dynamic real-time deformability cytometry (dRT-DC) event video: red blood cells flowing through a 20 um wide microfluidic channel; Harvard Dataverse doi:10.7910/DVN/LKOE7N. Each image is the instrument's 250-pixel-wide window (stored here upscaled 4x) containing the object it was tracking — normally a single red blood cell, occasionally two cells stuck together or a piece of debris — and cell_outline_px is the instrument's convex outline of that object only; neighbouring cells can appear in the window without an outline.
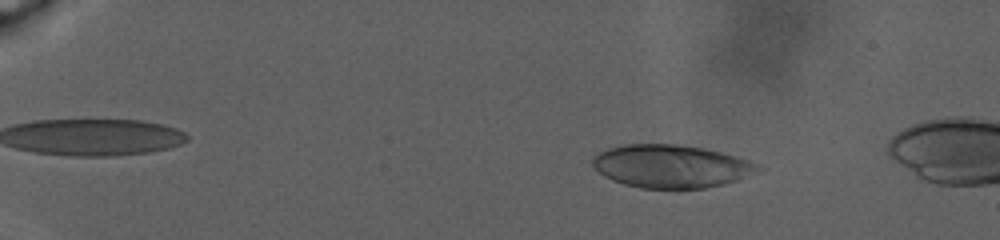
{"species": "human", "species_latin": "Homo sapiens", "temperature_condition": "warm", "stored_images_in_passage": 56, "camera_frame_rate_fps": 3000, "um_per_image_px": 0.085, "donor": {"sex": "male"}, "frame": {"image": 1, "passage_image": 17, "time_ms": 5.667, "image_size_px": [1000, 240], "cell_outline_px": [[764, 168], [736, 180], [724, 184], [704, 188], [640, 188], [624, 184], [612, 180], [604, 176], [592, 164], [592, 156], [608, 148], [624, 144], [676, 144], [704, 148], [736, 156], [760, 164]], "centroid_in_image_um": [57.03, 14.12], "position_along_channel_um": 28.0, "area_um2": 41.33}}
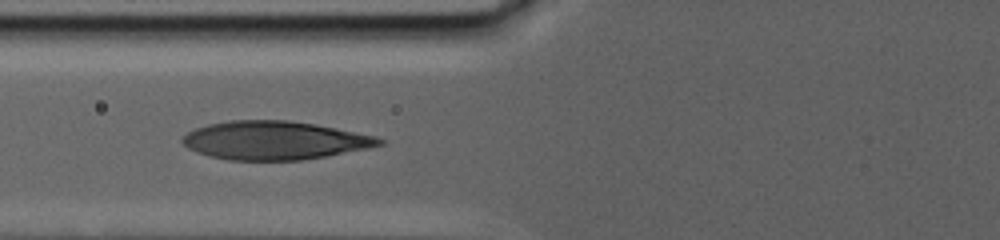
{"frame": {"image": 2, "passage_image": 41, "time_ms": 14.0, "image_size_px": [1000, 240], "cell_outline_px": [[384, 144], [324, 156], [300, 160], [228, 160], [208, 156], [196, 152], [188, 148], [180, 140], [188, 132], [196, 128], [208, 124], [228, 120], [288, 120], [316, 124], [376, 136], [384, 140]], "centroid_in_image_um": [23.28, 11.92], "position_along_channel_um": 102.5, "area_um2": 43.87}}
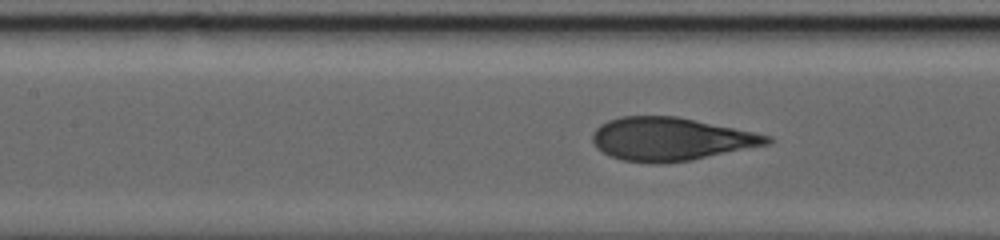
{"frame": {"image": 3, "passage_image": 49, "time_ms": 16.0, "image_size_px": [1000, 240], "cell_outline_px": [[776, 140], [772, 144], [692, 160], [664, 164], [652, 164], [620, 160], [596, 148], [592, 140], [592, 132], [600, 124], [608, 120], [620, 116], [676, 116], [772, 136]], "centroid_in_image_um": [57.02, 11.83], "position_along_channel_um": 150.4, "area_um2": 44.27}}